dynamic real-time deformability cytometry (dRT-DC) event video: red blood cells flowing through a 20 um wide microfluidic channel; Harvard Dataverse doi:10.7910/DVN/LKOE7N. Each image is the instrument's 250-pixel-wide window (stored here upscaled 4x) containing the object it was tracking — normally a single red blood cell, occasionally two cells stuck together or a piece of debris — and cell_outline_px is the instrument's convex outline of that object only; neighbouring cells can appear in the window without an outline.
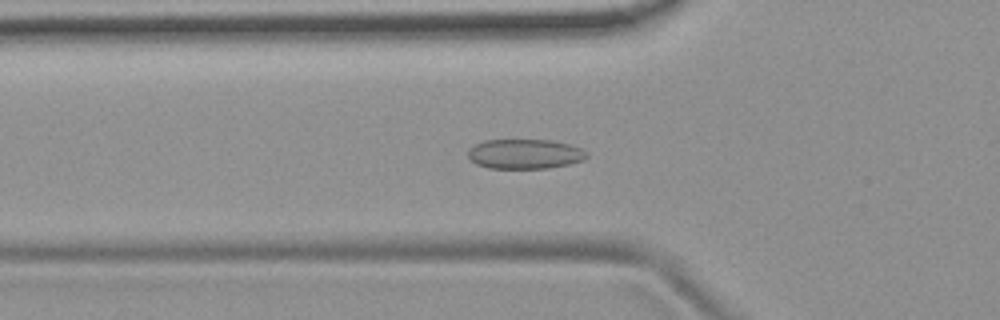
{"species": "common noctule bat (a hibernating species)", "species_latin": "Nyctalus noctula", "temperature_condition": "room temperature", "stored_images_in_passage": 54, "camera_frame_rate_fps": 3000, "um_per_image_px": 0.085, "animal": {"sex": "female", "body_mass_g": 19.9}, "frame": {"image": 1, "passage_image": 19, "time_ms": 6.0, "image_size_px": [1000, 320], "cell_outline_px": [[588, 156], [584, 160], [568, 164], [548, 168], [488, 168], [476, 164], [468, 156], [468, 148], [484, 140], [552, 140], [572, 144], [588, 152]], "centroid_in_image_um": [44.63, 13.08], "position_along_channel_um": 81.2, "area_um2": 20.69}}
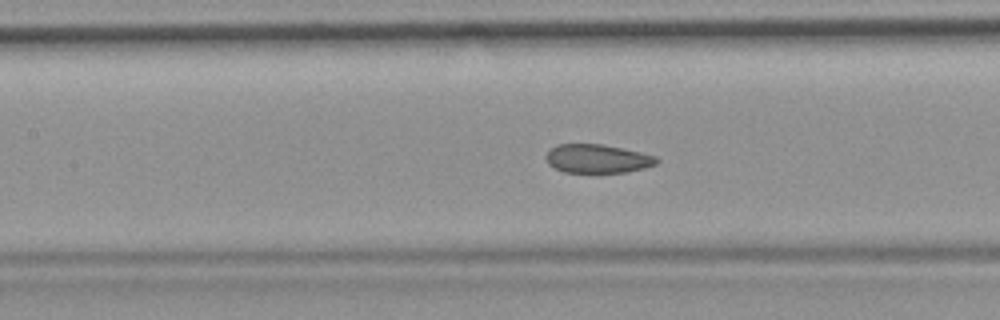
{"frame": {"image": 2, "passage_image": 25, "time_ms": 8.0, "image_size_px": [1000, 320], "cell_outline_px": [[660, 160], [656, 164], [644, 168], [628, 172], [564, 172], [548, 164], [544, 156], [556, 144], [604, 144], [640, 152], [656, 156]], "centroid_in_image_um": [50.79, 13.48], "position_along_channel_um": 156.6, "area_um2": 18.5}}
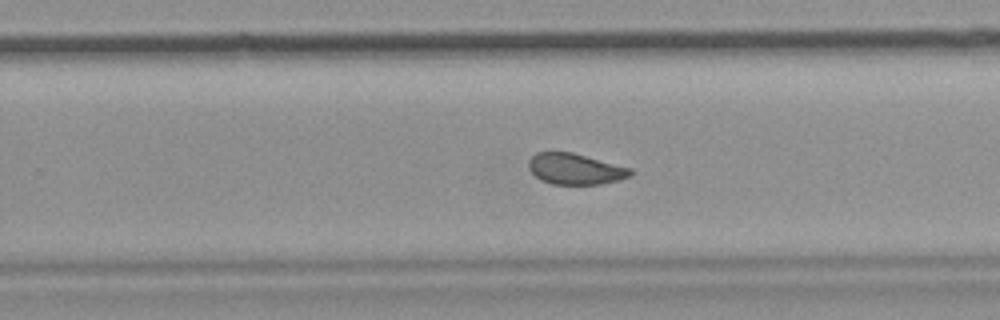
{"frame": {"image": 3, "passage_image": 35, "time_ms": 11.333, "image_size_px": [1000, 320], "cell_outline_px": [[632, 176], [620, 180], [600, 184], [552, 184], [540, 180], [528, 168], [528, 160], [536, 152], [572, 152], [632, 168]], "centroid_in_image_um": [48.9, 14.36], "position_along_channel_um": 280.9, "area_um2": 18.5}, "authors_computed_cell_mechanics": {"area_um2": 19.941, "velocity_mm_per_s": 3.7476, "shape_relaxation_time_tau1_ms": null, "shape_relaxation_time_tau2_ms": 1.4743, "deformation_change_tau1": null, "deformation_change_tau2": 0.0634}}